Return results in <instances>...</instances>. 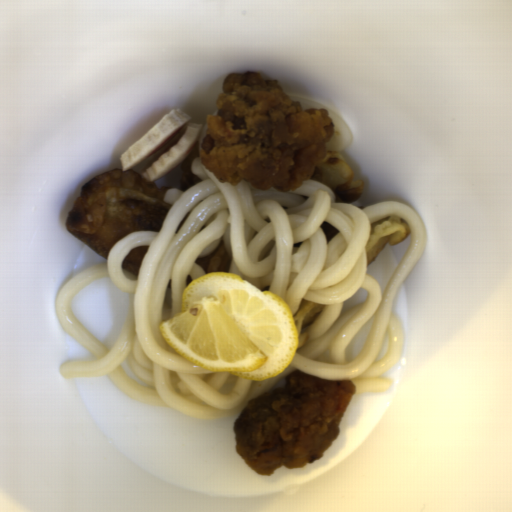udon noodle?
I'll return each instance as SVG.
<instances>
[{
    "mask_svg": "<svg viewBox=\"0 0 512 512\" xmlns=\"http://www.w3.org/2000/svg\"><path fill=\"white\" fill-rule=\"evenodd\" d=\"M190 169L201 182L186 191H166L171 208L159 232L123 236L106 261L88 265L58 290L55 318L62 332L96 358L65 360L61 377H107L142 404L208 419L239 417L250 399L284 386L295 371L334 382L351 380L354 393L387 391L391 378L382 375L397 365L404 346L393 302L425 247L416 210L402 201L365 207L338 203L325 183L311 177L290 192L259 191L246 181L232 186L219 182L199 156ZM393 213L409 222L411 245L383 292L373 276H366L365 244L370 224ZM322 222L340 230L328 244ZM222 240L232 259L229 273L278 294L293 315L302 298L326 307L305 329L304 347L274 380L207 372L185 361L160 336L157 324L178 312L185 285L206 274L195 259L209 255ZM146 245L135 278L122 268L123 259ZM107 277L129 295L122 334L109 349L69 308L78 290Z\"/></svg>",
    "mask_w": 512,
    "mask_h": 512,
    "instance_id": "1",
    "label": "udon noodle"
},
{
    "mask_svg": "<svg viewBox=\"0 0 512 512\" xmlns=\"http://www.w3.org/2000/svg\"><path fill=\"white\" fill-rule=\"evenodd\" d=\"M289 97V96H288ZM292 101L300 102L303 111L306 109H326L329 117L331 118L335 129L332 138L326 144V152H337L348 148L353 142L352 133L348 124L340 116V114L328 108L322 104L301 98V97H289Z\"/></svg>",
    "mask_w": 512,
    "mask_h": 512,
    "instance_id": "2",
    "label": "udon noodle"
},
{
    "mask_svg": "<svg viewBox=\"0 0 512 512\" xmlns=\"http://www.w3.org/2000/svg\"><path fill=\"white\" fill-rule=\"evenodd\" d=\"M206 130H207V126H206V123H205L204 125H202L200 136H199V139H198V143L196 145L198 147L199 153H200V150H201V142H202L203 138L206 136Z\"/></svg>",
    "mask_w": 512,
    "mask_h": 512,
    "instance_id": "3",
    "label": "udon noodle"
}]
</instances>
